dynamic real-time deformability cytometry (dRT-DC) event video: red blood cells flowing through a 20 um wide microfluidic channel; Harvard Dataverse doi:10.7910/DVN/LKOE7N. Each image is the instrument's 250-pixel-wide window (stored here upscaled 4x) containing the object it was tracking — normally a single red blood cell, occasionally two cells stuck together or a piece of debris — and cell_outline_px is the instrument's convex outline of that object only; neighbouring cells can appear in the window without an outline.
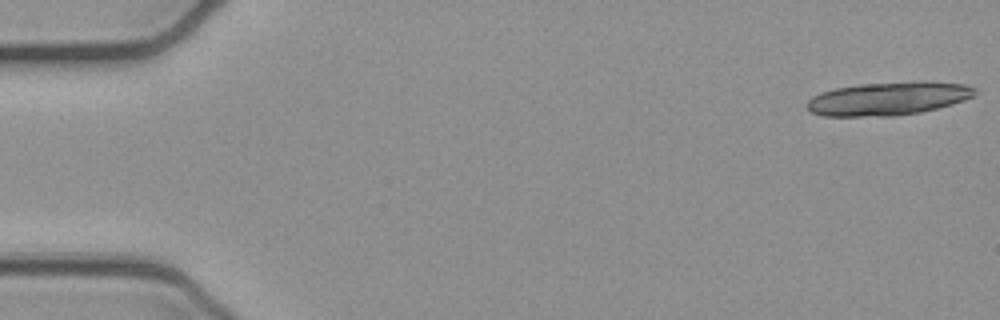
{"species": "common noctule bat (a hibernating species)", "species_latin": "Nyctalus noctula", "temperature_condition": "cold", "stored_images_in_passage": 18, "camera_frame_rate_fps": 3000, "um_per_image_px": 0.085, "animal": {"sex": "female", "body_mass_g": 21.9}, "frame": {"image": 1, "passage_image": 1, "time_ms": 0.0, "image_size_px": [1000, 320], "cell_outline_px": [[976, 92], [972, 96], [964, 100], [952, 104], [920, 112], [896, 116], [820, 116], [812, 112], [804, 104], [812, 96], [820, 92], [836, 88], [860, 84], [964, 84], [976, 88]], "centroid_in_image_um": [75.37, 8.43], "position_along_channel_um": 9.6, "area_um2": 31.39}}